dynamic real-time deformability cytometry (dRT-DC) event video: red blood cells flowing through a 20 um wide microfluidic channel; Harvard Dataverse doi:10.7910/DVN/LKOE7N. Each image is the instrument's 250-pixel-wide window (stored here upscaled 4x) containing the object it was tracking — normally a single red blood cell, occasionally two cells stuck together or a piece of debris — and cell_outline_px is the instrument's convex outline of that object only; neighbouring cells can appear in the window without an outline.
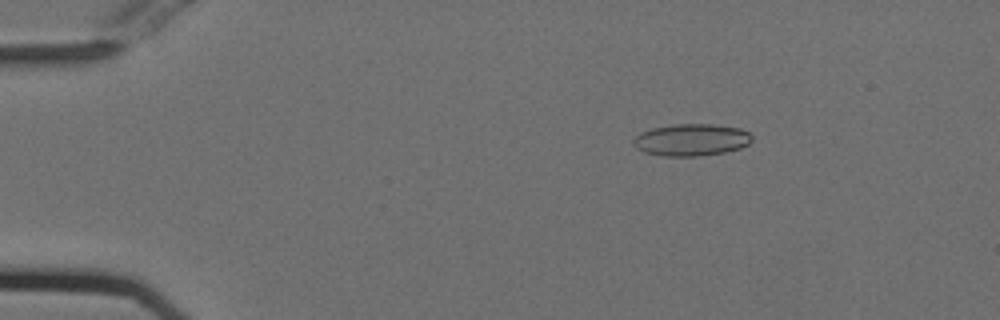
{"species": "Egyptian fruit bat (a non-hibernating species)", "species_latin": "Rousettus aegyptiacus", "temperature_condition": "cold", "stored_images_in_passage": 11, "camera_frame_rate_fps": 3000, "um_per_image_px": 0.085, "animal": {"sex": "female"}, "frame": {"image": 1, "passage_image": 9, "time_ms": 2.667, "image_size_px": [1000, 320], "cell_outline_px": [[752, 140], [748, 144], [740, 148], [724, 152], [700, 156], [664, 156], [644, 152], [636, 148], [632, 144], [632, 140], [640, 132], [652, 128], [672, 124], [712, 124], [740, 128], [748, 132], [752, 136]], "centroid_in_image_um": [58.74, 11.88], "position_along_channel_um": 26.3, "area_um2": 22.25}}